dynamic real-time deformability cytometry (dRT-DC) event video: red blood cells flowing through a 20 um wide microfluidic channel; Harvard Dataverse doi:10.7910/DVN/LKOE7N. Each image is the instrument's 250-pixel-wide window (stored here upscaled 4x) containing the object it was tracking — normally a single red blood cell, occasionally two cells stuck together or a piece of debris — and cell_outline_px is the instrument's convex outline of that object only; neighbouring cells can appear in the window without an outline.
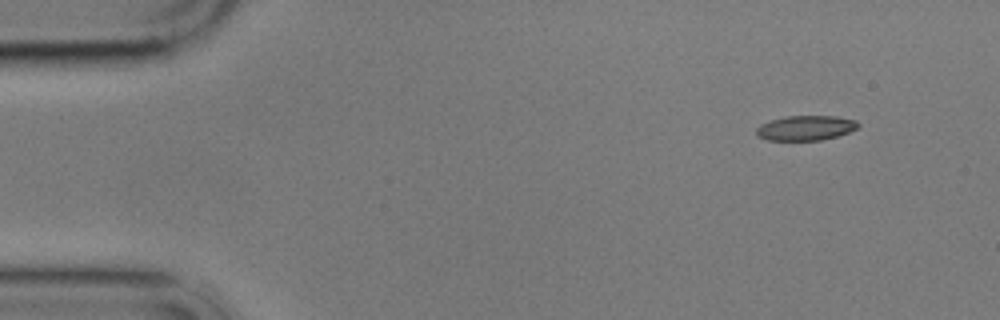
{"species": "common noctule bat (a hibernating species)", "species_latin": "Nyctalus noctula", "temperature_condition": "cold", "stored_images_in_passage": 5, "camera_frame_rate_fps": 3000, "um_per_image_px": 0.085, "animal": {"sex": "male", "body_mass_g": 17.9}, "frame": {"image": 1, "passage_image": 1, "time_ms": 0.0, "image_size_px": [1000, 320], "cell_outline_px": [[860, 124], [856, 128], [848, 132], [836, 136], [820, 140], [768, 140], [756, 136], [756, 128], [760, 124], [784, 116], [836, 116], [856, 120]], "centroid_in_image_um": [68.45, 10.87], "position_along_channel_um": 16.5, "area_um2": 14.68}}
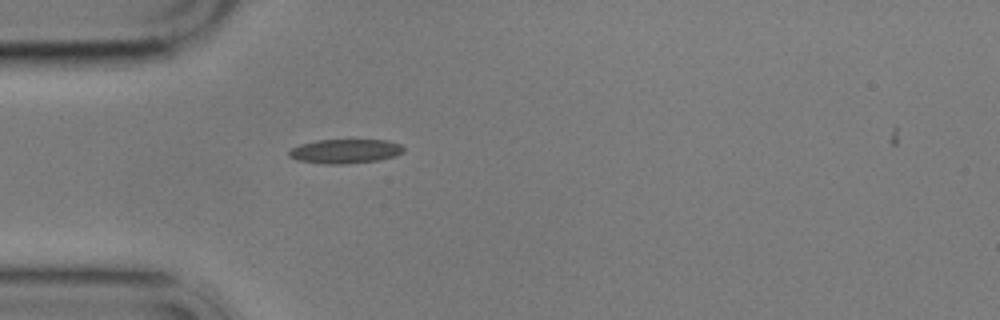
{"frame": {"image": 2, "passage_image": 4, "time_ms": 3.667, "image_size_px": [1000, 320], "cell_outline_px": [[404, 152], [396, 156], [380, 160], [340, 164], [328, 164], [296, 160], [288, 156], [288, 152], [292, 148], [300, 144], [316, 140], [388, 140], [400, 144], [404, 148]], "centroid_in_image_um": [29.35, 12.85], "position_along_channel_um": 55.6, "area_um2": 16.24}}